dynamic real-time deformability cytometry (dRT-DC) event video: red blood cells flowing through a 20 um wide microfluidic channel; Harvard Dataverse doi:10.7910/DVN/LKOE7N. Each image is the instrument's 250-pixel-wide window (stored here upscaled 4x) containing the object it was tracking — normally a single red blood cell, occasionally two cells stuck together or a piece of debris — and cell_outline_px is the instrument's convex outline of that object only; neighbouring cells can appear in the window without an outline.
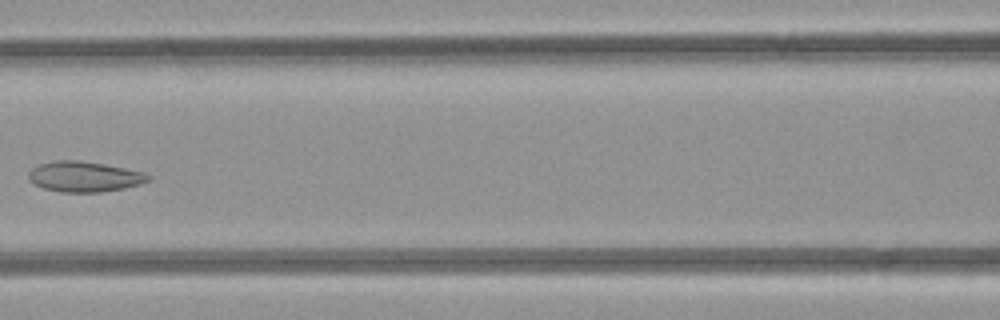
{"species": "common noctule bat (a hibernating species)", "species_latin": "Nyctalus noctula", "temperature_condition": "room temperature", "stored_images_in_passage": 5, "camera_frame_rate_fps": 3000, "um_per_image_px": 0.085, "animal": {"sex": "female", "body_mass_g": 21.9}, "frame": {"image": 1, "passage_image": 5, "time_ms": 5.333, "image_size_px": [1000, 320], "cell_outline_px": [[152, 180], [140, 184], [124, 188], [100, 192], [60, 192], [44, 188], [32, 184], [28, 180], [28, 172], [32, 168], [40, 164], [56, 160], [80, 160], [104, 164], [144, 172], [152, 176]], "centroid_in_image_um": [7.16, 15.01], "position_along_channel_um": 159.4, "area_um2": 21.39}}